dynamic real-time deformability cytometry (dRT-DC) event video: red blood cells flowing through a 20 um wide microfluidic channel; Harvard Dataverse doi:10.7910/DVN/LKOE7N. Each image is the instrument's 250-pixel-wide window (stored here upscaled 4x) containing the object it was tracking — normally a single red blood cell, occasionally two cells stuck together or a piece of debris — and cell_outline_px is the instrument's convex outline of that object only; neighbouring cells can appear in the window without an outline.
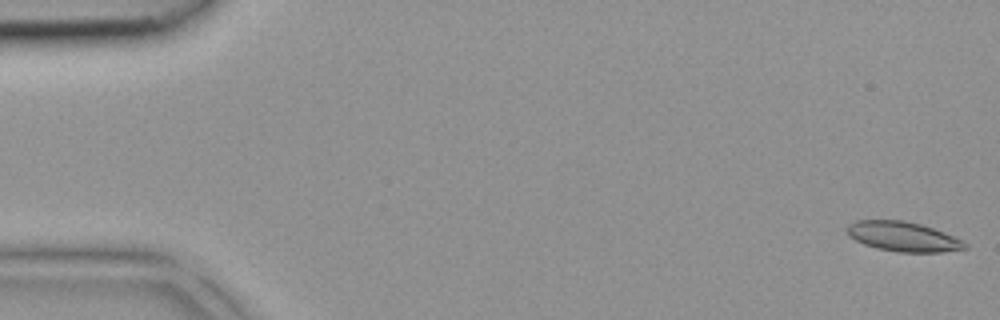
{"species": "common noctule bat (a hibernating species)", "species_latin": "Nyctalus noctula", "temperature_condition": "room temperature", "stored_images_in_passage": 12, "camera_frame_rate_fps": 3000, "um_per_image_px": 0.085, "animal": {"sex": "female", "body_mass_g": 18.4}, "frame": {"image": 1, "passage_image": 1, "time_ms": 0.0, "image_size_px": [1000, 320], "cell_outline_px": [[968, 248], [940, 252], [900, 252], [876, 248], [864, 244], [856, 240], [848, 232], [848, 224], [856, 220], [904, 220], [920, 224], [944, 232], [968, 244]], "centroid_in_image_um": [76.77, 20.11], "position_along_channel_um": 8.2, "area_um2": 20.11}}
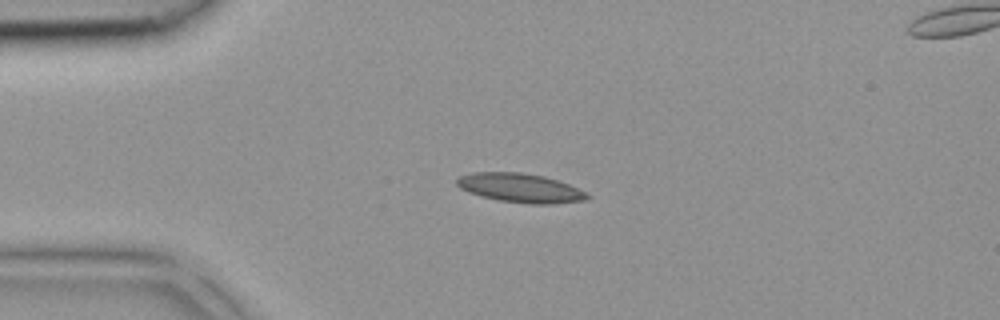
{"frame": {"image": 2, "passage_image": 10, "time_ms": 3.0, "image_size_px": [1000, 320], "cell_outline_px": [[592, 196], [584, 200], [552, 204], [528, 204], [496, 200], [480, 196], [468, 192], [460, 188], [456, 184], [456, 180], [460, 176], [472, 172], [520, 172], [544, 176], [568, 184]], "centroid_in_image_um": [44.18, 15.98], "position_along_channel_um": 40.8, "area_um2": 22.08}}